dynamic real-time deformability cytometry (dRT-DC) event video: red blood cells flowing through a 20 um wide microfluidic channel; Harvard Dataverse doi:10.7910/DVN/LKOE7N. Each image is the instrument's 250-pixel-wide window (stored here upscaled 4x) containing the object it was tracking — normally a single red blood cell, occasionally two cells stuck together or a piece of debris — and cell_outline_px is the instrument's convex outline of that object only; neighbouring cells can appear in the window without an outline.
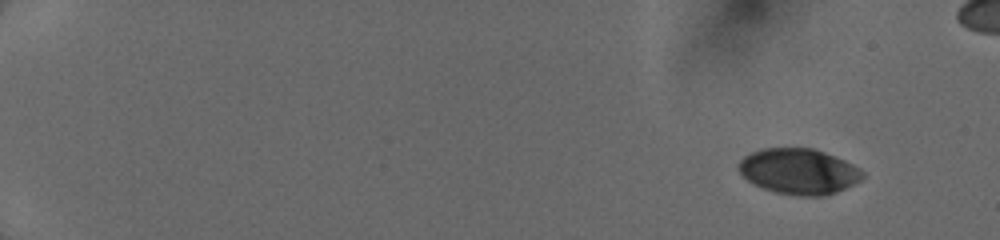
{"species": "human", "species_latin": "Homo sapiens", "temperature_condition": "cold", "stored_images_in_passage": 14, "camera_frame_rate_fps": 3000, "um_per_image_px": 0.085, "donor": {"sex": "female"}, "frame": {"image": 1, "passage_image": 1, "time_ms": 0.0, "image_size_px": [1000, 240], "cell_outline_px": [[864, 176], [860, 180], [836, 192], [824, 196], [800, 196], [776, 192], [764, 188], [748, 180], [740, 172], [736, 164], [744, 156], [760, 148], [812, 148], [824, 152], [844, 160], [860, 168], [864, 172]], "centroid_in_image_um": [67.89, 14.56], "position_along_channel_um": 17.1, "area_um2": 32.77}}
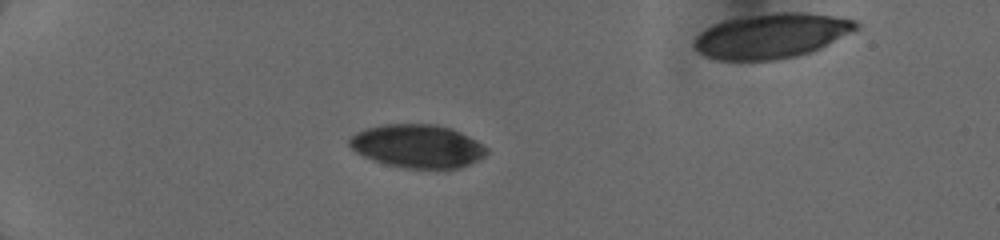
{"frame": {"image": 2, "passage_image": 9, "time_ms": 4.0, "image_size_px": [1000, 240], "cell_outline_px": [[488, 152], [484, 156], [460, 168], [404, 168], [388, 164], [364, 156], [356, 152], [348, 144], [348, 140], [356, 132], [364, 128], [384, 124], [436, 124], [452, 128], [476, 140], [488, 148]], "centroid_in_image_um": [35.48, 12.4], "position_along_channel_um": 49.5, "area_um2": 34.45}}